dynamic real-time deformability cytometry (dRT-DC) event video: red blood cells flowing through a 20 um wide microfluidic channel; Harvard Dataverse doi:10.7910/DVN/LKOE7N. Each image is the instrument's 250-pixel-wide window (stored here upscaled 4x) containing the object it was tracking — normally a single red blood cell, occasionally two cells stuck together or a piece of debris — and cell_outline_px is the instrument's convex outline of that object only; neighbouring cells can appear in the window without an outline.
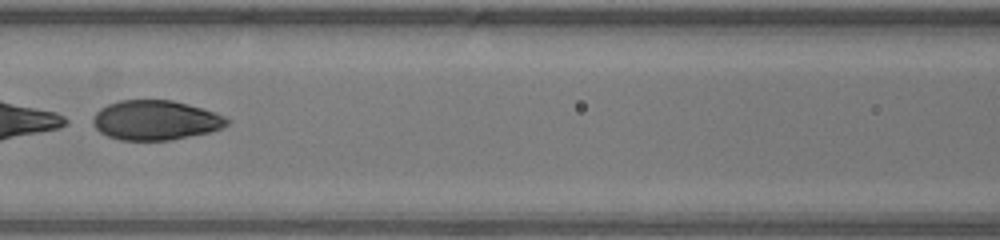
{"species": "human", "species_latin": "Homo sapiens", "temperature_condition": "warm", "stored_images_in_passage": 47, "segment_of_instrument_passage": [2, 2], "camera_frame_rate_fps": 3000, "um_per_image_px": 0.085, "donor": {"sex": "male"}, "frame": {"image": 1, "passage_image": 21, "time_ms": 6.667, "image_size_px": [1000, 240], "cell_outline_px": [[232, 120], [228, 124], [220, 128], [208, 132], [168, 140], [120, 140], [108, 136], [100, 132], [92, 124], [92, 120], [96, 112], [100, 108], [108, 104], [120, 100], [172, 100], [188, 104], [216, 112]], "centroid_in_image_um": [13.21, 10.21], "position_along_channel_um": 153.4, "area_um2": 30.92}}
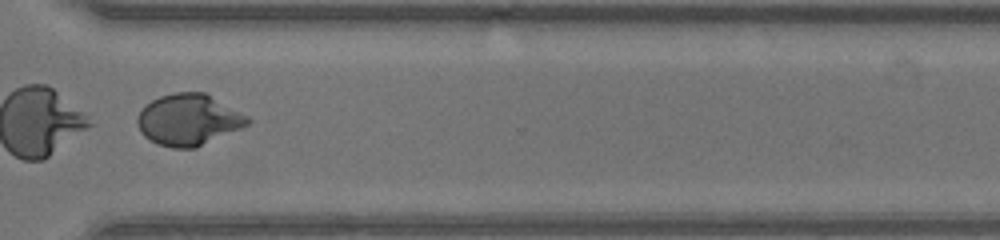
{"frame": {"image": 2, "passage_image": 35, "time_ms": 11.333, "image_size_px": [1000, 240], "cell_outline_px": [[252, 120], [248, 124], [240, 128], [196, 148], [172, 148], [156, 144], [144, 136], [140, 132], [136, 124], [136, 116], [144, 104], [160, 96], [176, 92], [204, 92], [248, 116]], "centroid_in_image_um": [15.97, 10.18], "position_along_channel_um": 354.6, "area_um2": 33.06}}